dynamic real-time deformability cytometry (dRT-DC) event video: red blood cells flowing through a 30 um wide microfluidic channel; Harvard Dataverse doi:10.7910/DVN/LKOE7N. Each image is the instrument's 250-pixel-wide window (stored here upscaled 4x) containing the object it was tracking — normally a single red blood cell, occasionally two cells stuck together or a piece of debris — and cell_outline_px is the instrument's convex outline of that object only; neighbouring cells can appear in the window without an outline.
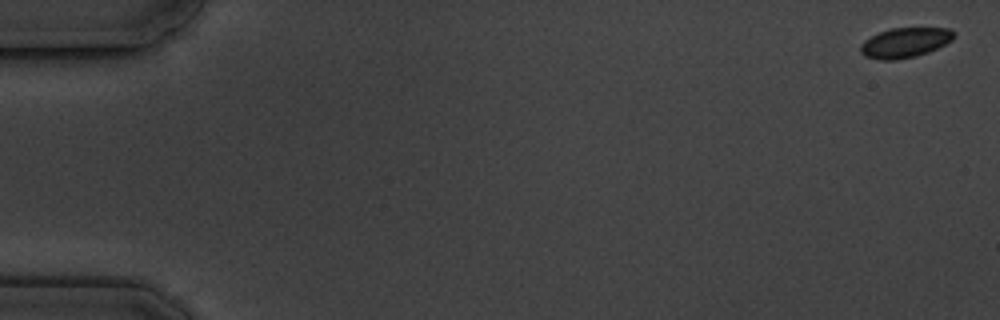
{"species": "common noctule bat (a hibernating species)", "species_latin": "Nyctalus noctula", "temperature_condition": "cold", "stored_images_in_passage": 10, "camera_frame_rate_fps": 3000, "um_per_image_px": 0.085, "animal": {"sex": "male", "body_mass_g": 19.5, "forearm_length_mm": 54.6}, "frame": {"image": 1, "passage_image": 1, "time_ms": 0.0, "image_size_px": [1000, 320], "cell_outline_px": [[956, 36], [952, 40], [928, 52], [916, 56], [892, 60], [880, 60], [864, 56], [860, 52], [860, 44], [864, 40], [880, 32], [892, 28], [948, 28], [956, 32]], "centroid_in_image_um": [76.92, 3.62], "position_along_channel_um": 8.1, "area_um2": 16.24}}
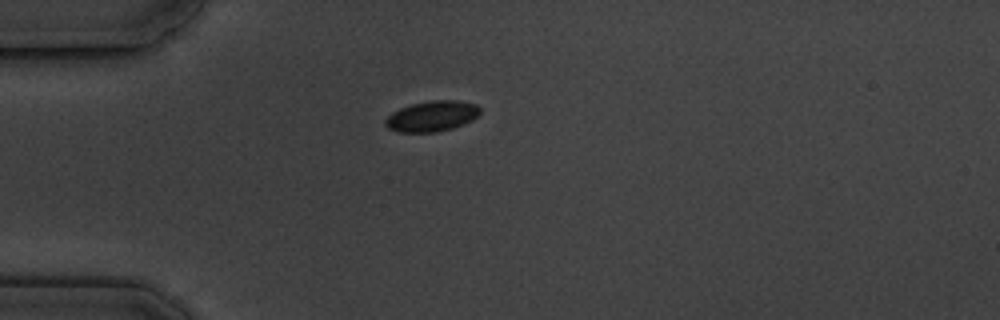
{"frame": {"image": 2, "passage_image": 5, "time_ms": 5.0, "image_size_px": [1000, 320], "cell_outline_px": [[480, 112], [472, 120], [452, 128], [436, 132], [396, 132], [388, 128], [384, 124], [384, 120], [392, 112], [400, 108], [412, 104], [432, 100], [460, 100], [476, 104], [480, 108]], "centroid_in_image_um": [36.69, 9.87], "position_along_channel_um": 48.3, "area_um2": 16.88}}